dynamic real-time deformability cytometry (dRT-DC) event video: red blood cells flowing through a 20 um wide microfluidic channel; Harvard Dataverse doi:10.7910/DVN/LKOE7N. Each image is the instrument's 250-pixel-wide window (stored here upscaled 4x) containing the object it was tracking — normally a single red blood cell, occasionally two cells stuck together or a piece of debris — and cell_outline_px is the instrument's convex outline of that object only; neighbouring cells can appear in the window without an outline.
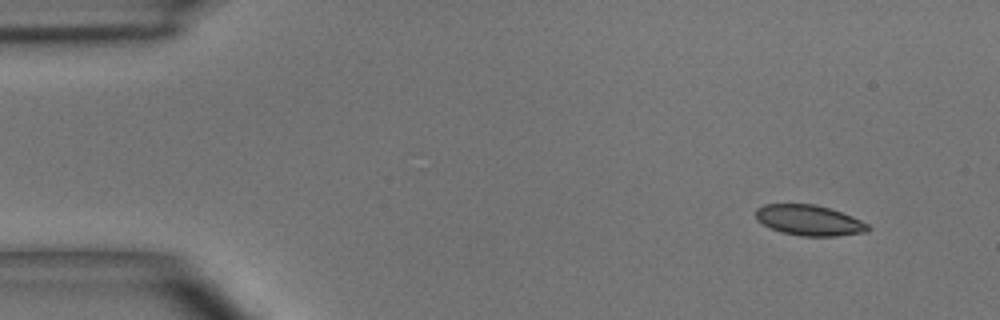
{"species": "common noctule bat (a hibernating species)", "species_latin": "Nyctalus noctula", "temperature_condition": "room temperature", "stored_images_in_passage": 7, "camera_frame_rate_fps": 3000, "um_per_image_px": 0.085, "animal": {"sex": "male", "body_mass_g": 15.6}, "frame": {"image": 1, "passage_image": 1, "time_ms": 0.0, "image_size_px": [1000, 320], "cell_outline_px": [[872, 228], [868, 232], [836, 236], [804, 236], [780, 232], [756, 220], [756, 208], [764, 204], [812, 204], [828, 208], [852, 216], [868, 224]], "centroid_in_image_um": [68.79, 18.73], "position_along_channel_um": 16.2, "area_um2": 19.88}}
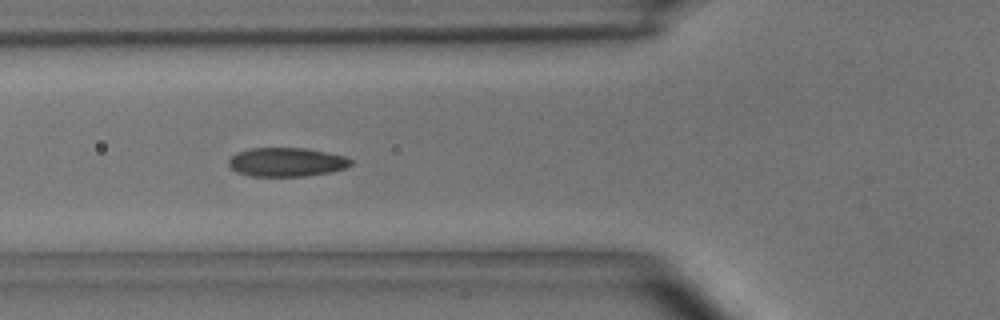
{"frame": {"image": 2, "passage_image": 5, "time_ms": 4.667, "image_size_px": [1000, 320], "cell_outline_px": [[352, 164], [348, 168], [332, 172], [308, 176], [252, 176], [236, 172], [228, 164], [228, 160], [236, 152], [252, 148], [304, 148], [328, 152], [348, 156], [352, 160]], "centroid_in_image_um": [24.41, 13.78], "position_along_channel_um": 101.4, "area_um2": 20.87}}